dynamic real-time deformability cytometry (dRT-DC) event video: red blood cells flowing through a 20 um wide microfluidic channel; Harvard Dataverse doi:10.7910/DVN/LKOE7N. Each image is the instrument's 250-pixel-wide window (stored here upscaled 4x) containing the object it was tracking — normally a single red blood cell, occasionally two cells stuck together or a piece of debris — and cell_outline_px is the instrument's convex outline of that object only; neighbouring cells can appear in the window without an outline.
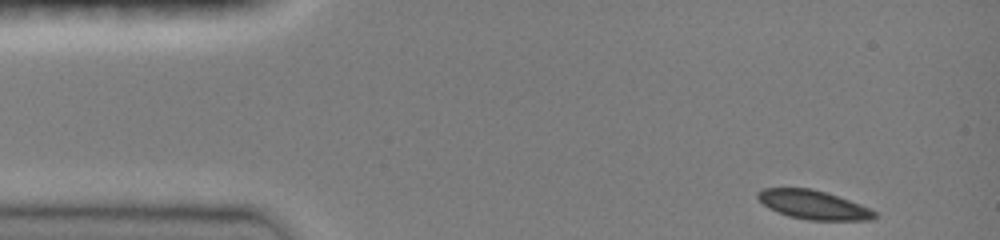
{"species": "common noctule bat (a hibernating species)", "species_latin": "Nyctalus noctula", "temperature_condition": "room temperature", "stored_images_in_passage": 15, "camera_frame_rate_fps": 3000, "um_per_image_px": 0.085, "animal": {"sex": "female", "body_mass_g": 19.0, "forearm_length_mm": 51.5}, "frame": {"image": 1, "passage_image": 1, "time_ms": 0.0, "image_size_px": [1000, 240], "cell_outline_px": [[876, 216], [872, 220], [808, 220], [788, 216], [768, 208], [756, 196], [756, 192], [760, 188], [812, 188], [860, 204], [876, 212]], "centroid_in_image_um": [69.09, 17.41], "position_along_channel_um": 15.9, "area_um2": 19.54}}
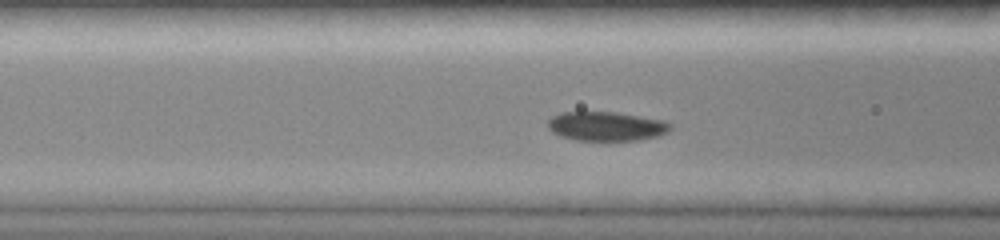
{"frame": {"image": 2, "passage_image": 11, "time_ms": 4.667, "image_size_px": [1000, 240], "cell_outline_px": [[672, 128], [668, 132], [656, 136], [636, 140], [576, 140], [560, 136], [552, 132], [548, 128], [548, 120], [552, 116], [560, 112], [616, 112], [664, 120], [672, 124]], "centroid_in_image_um": [51.53, 10.72], "position_along_channel_um": 115.1, "area_um2": 20.87}}
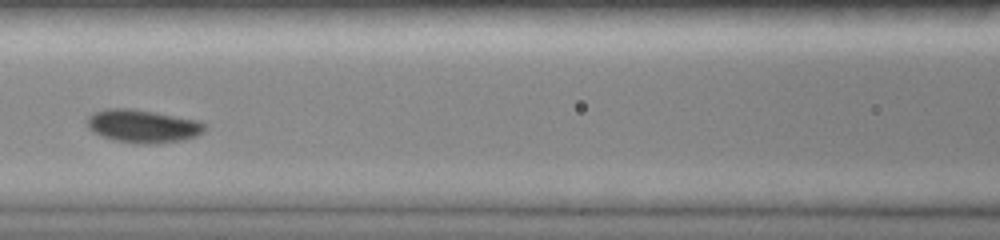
{"frame": {"image": 3, "passage_image": 13, "time_ms": 5.667, "image_size_px": [1000, 240], "cell_outline_px": [[204, 132], [196, 136], [180, 140], [156, 144], [140, 144], [116, 140], [92, 132], [88, 128], [88, 116], [92, 112], [104, 108], [132, 108], [156, 112], [200, 120], [204, 124]], "centroid_in_image_um": [12.13, 10.7], "position_along_channel_um": 154.5, "area_um2": 22.77}}